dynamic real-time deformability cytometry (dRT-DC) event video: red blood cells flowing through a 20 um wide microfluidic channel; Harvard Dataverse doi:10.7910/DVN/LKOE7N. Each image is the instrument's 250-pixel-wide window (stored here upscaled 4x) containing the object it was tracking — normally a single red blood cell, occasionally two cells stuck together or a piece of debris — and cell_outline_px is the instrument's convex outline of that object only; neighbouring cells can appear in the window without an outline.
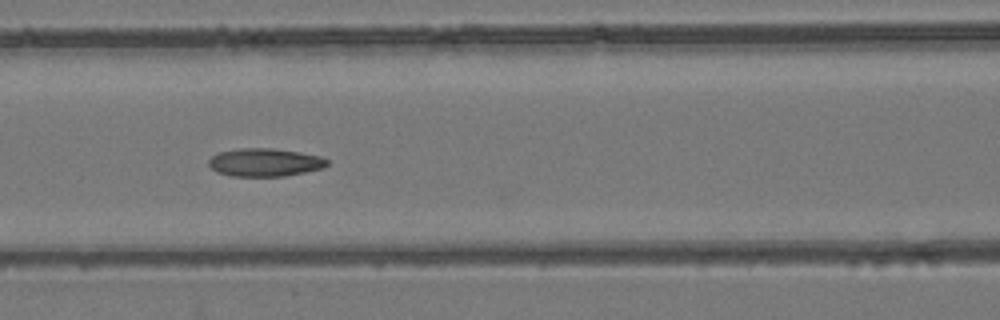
{"species": "common noctule bat (a hibernating species)", "species_latin": "Nyctalus noctula", "temperature_condition": "room temperature", "stored_images_in_passage": 5, "camera_frame_rate_fps": 3000, "um_per_image_px": 0.085, "animal": {"sex": "female", "body_mass_g": 24.6, "forearm_length_mm": 56.2}, "frame": {"image": 1, "passage_image": 3, "time_ms": 2.0, "image_size_px": [1000, 320], "cell_outline_px": [[328, 164], [324, 168], [284, 176], [232, 176], [216, 172], [208, 164], [208, 160], [212, 156], [220, 152], [240, 148], [272, 148], [300, 152], [320, 156], [328, 160]], "centroid_in_image_um": [22.51, 13.8], "position_along_channel_um": 144.1, "area_um2": 19.36}}
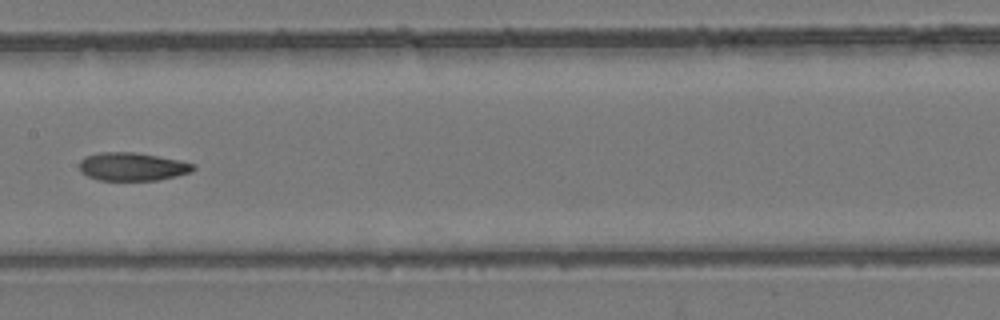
{"frame": {"image": 2, "passage_image": 4, "time_ms": 3.333, "image_size_px": [1000, 320], "cell_outline_px": [[196, 168], [192, 172], [176, 176], [156, 180], [100, 180], [88, 176], [80, 172], [80, 160], [88, 156], [100, 152], [132, 152], [180, 160], [196, 164]], "centroid_in_image_um": [11.28, 14.17], "position_along_channel_um": 196.1, "area_um2": 18.61}}
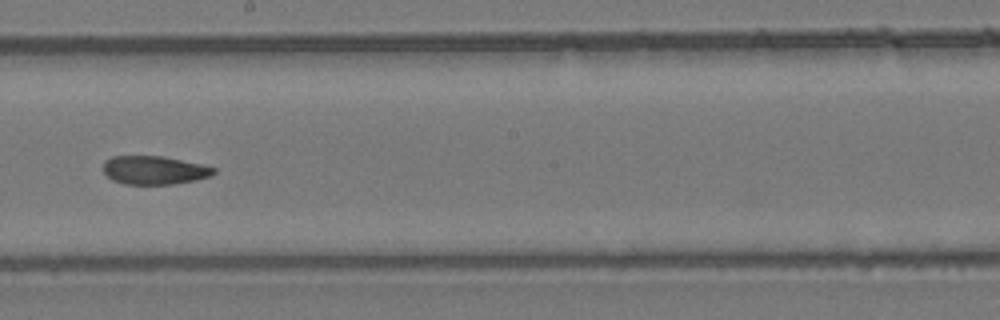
{"frame": {"image": 3, "passage_image": 5, "time_ms": 4.333, "image_size_px": [1000, 320], "cell_outline_px": [[216, 172], [212, 176], [196, 180], [172, 184], [124, 184], [112, 180], [104, 172], [104, 160], [112, 156], [164, 156], [200, 164], [216, 168]], "centroid_in_image_um": [13.12, 14.46], "position_along_channel_um": 235.1, "area_um2": 18.38}}